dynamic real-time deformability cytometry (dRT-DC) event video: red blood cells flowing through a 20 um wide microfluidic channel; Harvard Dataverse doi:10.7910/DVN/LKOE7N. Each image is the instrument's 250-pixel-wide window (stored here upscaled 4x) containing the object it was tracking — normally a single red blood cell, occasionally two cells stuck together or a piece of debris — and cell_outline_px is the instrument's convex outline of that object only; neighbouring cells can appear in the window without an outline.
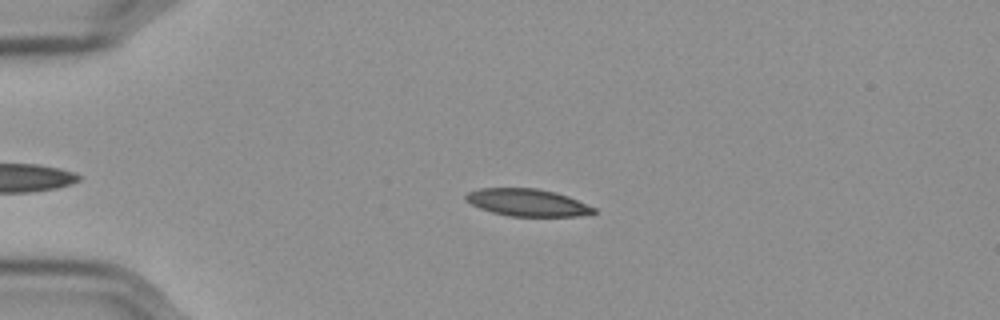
{"species": "Egyptian fruit bat (a non-hibernating species)", "species_latin": "Rousettus aegyptiacus", "temperature_condition": "cold", "stored_images_in_passage": 50, "camera_frame_rate_fps": 3000, "um_per_image_px": 0.085, "frame": {"image": 1, "passage_image": 12, "time_ms": 3.667, "image_size_px": [1000, 320], "cell_outline_px": [[596, 212], [580, 216], [508, 216], [492, 212], [480, 208], [464, 200], [464, 196], [468, 192], [480, 188], [536, 188], [556, 192], [568, 196], [596, 208]], "centroid_in_image_um": [44.82, 17.21], "position_along_channel_um": 40.2, "area_um2": 20.35}}
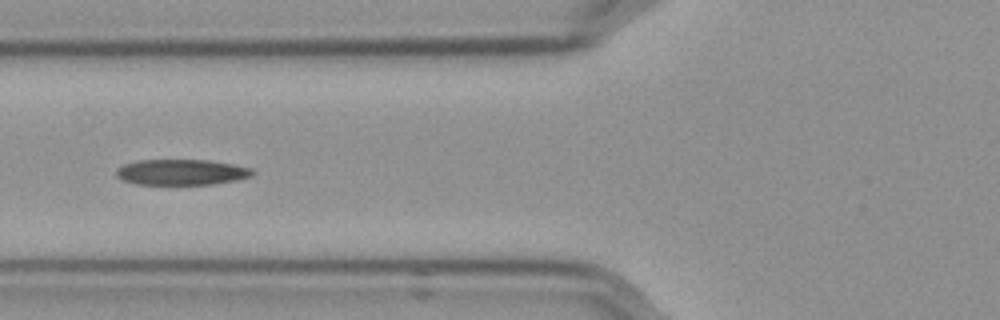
{"frame": {"image": 2, "passage_image": 21, "time_ms": 6.667, "image_size_px": [1000, 320], "cell_outline_px": [[256, 172], [252, 176], [236, 180], [212, 184], [136, 184], [124, 180], [116, 176], [116, 168], [124, 164], [140, 160], [208, 160], [232, 164], [252, 168]], "centroid_in_image_um": [15.44, 14.63], "position_along_channel_um": 110.4, "area_um2": 20.35}}
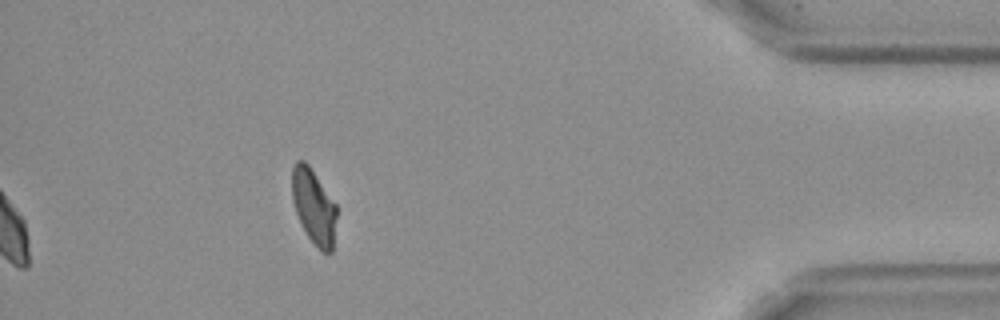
{"frame": {"image": 3, "passage_image": 50, "time_ms": 16.333, "image_size_px": [1000, 320], "cell_outline_px": [[336, 216], [332, 252], [320, 252], [308, 236], [296, 212], [292, 200], [292, 168], [296, 160], [304, 160], [308, 164], [336, 204]], "centroid_in_image_um": [26.66, 17.54], "position_along_channel_um": 408.5, "area_um2": 19.25}, "authors_computed_cell_mechanics": {"area_um2": 20.9236, "velocity_mm_per_s": 3.5594, "shape_relaxation_time_tau1_ms": 5.8247, "shape_relaxation_time_tau2_ms": 3.1234, "deformation_change_tau1": 0.1691, "deformation_change_tau2": 0.0991}}